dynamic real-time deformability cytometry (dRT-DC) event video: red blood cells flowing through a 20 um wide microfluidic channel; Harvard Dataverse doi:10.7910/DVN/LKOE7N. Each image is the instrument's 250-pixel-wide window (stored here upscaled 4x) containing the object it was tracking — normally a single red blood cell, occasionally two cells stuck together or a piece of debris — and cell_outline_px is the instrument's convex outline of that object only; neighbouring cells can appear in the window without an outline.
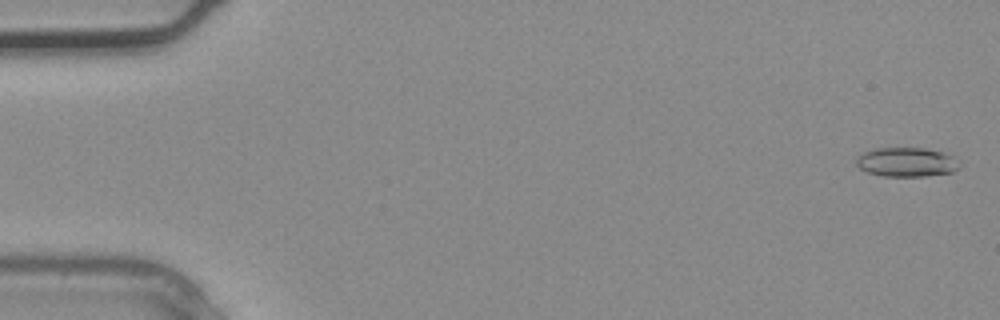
{"species": "common noctule bat (a hibernating species)", "species_latin": "Nyctalus noctula", "temperature_condition": "warm", "stored_images_in_passage": 3, "camera_frame_rate_fps": 3000, "um_per_image_px": 0.085, "animal": {"sex": "male", "body_mass_g": 20.4}, "frame": {"image": 1, "passage_image": 1, "time_ms": 0.0, "image_size_px": [1000, 320], "cell_outline_px": [[960, 168], [952, 172], [924, 176], [880, 176], [868, 172], [860, 168], [856, 164], [856, 156], [864, 152], [876, 148], [924, 148], [948, 152], [960, 164]], "centroid_in_image_um": [77.07, 13.77], "position_along_channel_um": 7.9, "area_um2": 17.74}}
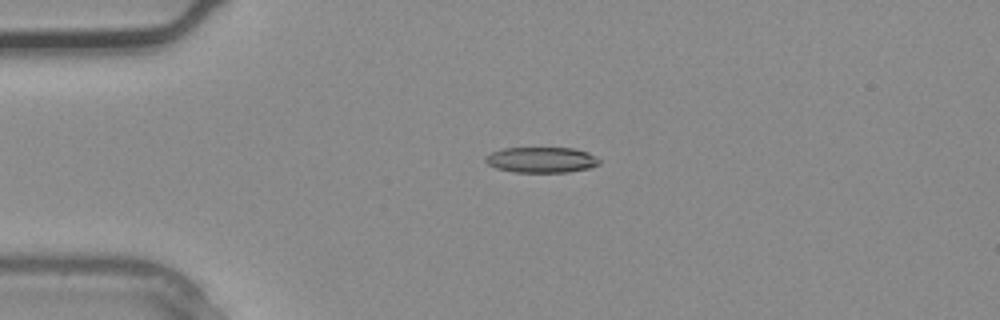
{"frame": {"image": 2, "passage_image": 3, "time_ms": 0.667, "image_size_px": [1000, 320], "cell_outline_px": [[600, 164], [592, 168], [568, 172], [516, 172], [496, 168], [488, 164], [484, 160], [484, 156], [492, 152], [504, 148], [572, 148], [588, 152], [596, 156], [600, 160]], "centroid_in_image_um": [46.05, 13.59], "position_along_channel_um": 39.0, "area_um2": 17.11}}